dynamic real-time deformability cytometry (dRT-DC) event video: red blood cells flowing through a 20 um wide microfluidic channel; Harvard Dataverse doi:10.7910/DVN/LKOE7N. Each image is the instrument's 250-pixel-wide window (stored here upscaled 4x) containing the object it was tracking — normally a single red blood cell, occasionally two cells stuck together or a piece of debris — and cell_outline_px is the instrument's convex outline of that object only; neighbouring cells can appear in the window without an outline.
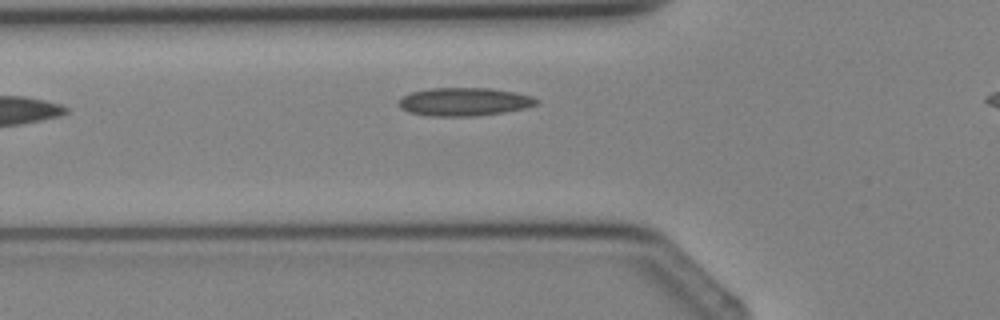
{"species": "Egyptian fruit bat (a non-hibernating species)", "species_latin": "Rousettus aegyptiacus", "temperature_condition": "cold", "stored_images_in_passage": 5, "segment_of_instrument_passage": [1, 2], "camera_frame_rate_fps": 3000, "um_per_image_px": 0.085, "animal": {"sex": "female"}, "frame": {"image": 1, "passage_image": 4, "time_ms": 3.333, "image_size_px": [1000, 320], "cell_outline_px": [[540, 100], [536, 104], [524, 108], [504, 112], [472, 116], [432, 116], [408, 112], [400, 108], [400, 100], [404, 96], [412, 92], [432, 88], [488, 88], [516, 92], [532, 96]], "centroid_in_image_um": [39.48, 8.65], "position_along_channel_um": 86.3, "area_um2": 22.43}}